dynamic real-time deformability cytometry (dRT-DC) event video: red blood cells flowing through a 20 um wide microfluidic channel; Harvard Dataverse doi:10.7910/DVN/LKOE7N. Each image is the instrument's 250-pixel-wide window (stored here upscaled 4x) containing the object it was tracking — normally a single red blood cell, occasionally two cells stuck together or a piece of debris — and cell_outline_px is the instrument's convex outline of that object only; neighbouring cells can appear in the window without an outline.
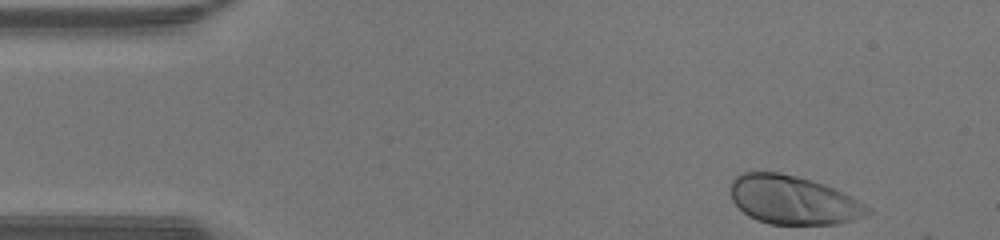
{"species": "human", "species_latin": "Homo sapiens", "temperature_condition": "warm", "stored_images_in_passage": 35, "camera_frame_rate_fps": 3000, "um_per_image_px": 0.085, "donor": {"sex": "male"}, "frame": {"image": 1, "passage_image": 1, "time_ms": 0.0, "image_size_px": [1000, 240], "cell_outline_px": [[872, 212], [864, 216], [840, 224], [768, 224], [756, 220], [748, 216], [732, 200], [732, 180], [740, 172], [752, 168], [780, 172], [812, 180], [824, 184], [844, 192], [852, 196], [872, 208]], "centroid_in_image_um": [67.41, 16.97], "position_along_channel_um": 17.6, "area_um2": 39.59}}
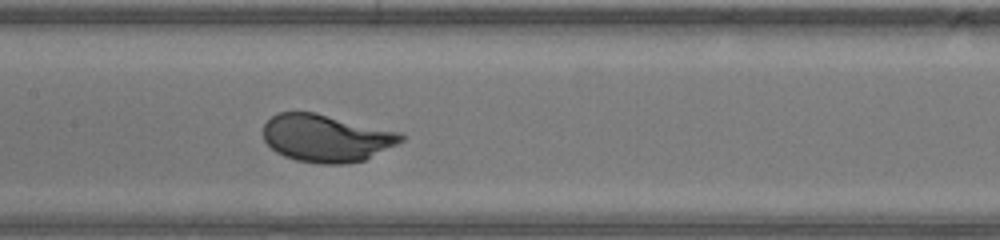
{"frame": {"image": 2, "passage_image": 19, "time_ms": 6.0, "image_size_px": [1000, 240], "cell_outline_px": [[404, 140], [364, 160], [344, 164], [324, 164], [296, 160], [284, 156], [276, 152], [264, 140], [264, 124], [276, 112], [316, 112], [400, 132], [404, 136]], "centroid_in_image_um": [27.72, 11.73], "position_along_channel_um": 179.7, "area_um2": 37.97}}
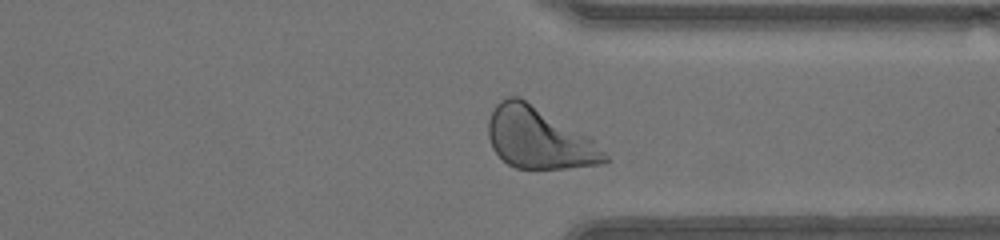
{"frame": {"image": 3, "passage_image": 32, "time_ms": 10.333, "image_size_px": [1000, 240], "cell_outline_px": [[608, 160], [600, 164], [568, 168], [516, 168], [508, 164], [492, 148], [488, 136], [488, 120], [496, 104], [500, 100], [508, 96], [520, 96], [588, 136], [608, 156]], "centroid_in_image_um": [45.77, 11.73], "position_along_channel_um": 365.6, "area_um2": 41.1}, "authors_computed_cell_mechanics": {"area_um2": 37.9746, "velocity_mm_per_s": 4.3231, "shape_relaxation_time_tau1_ms": 1.792, "shape_relaxation_time_tau2_ms": null, "deformation_change_tau1": 0.1758, "deformation_change_tau2": null}}